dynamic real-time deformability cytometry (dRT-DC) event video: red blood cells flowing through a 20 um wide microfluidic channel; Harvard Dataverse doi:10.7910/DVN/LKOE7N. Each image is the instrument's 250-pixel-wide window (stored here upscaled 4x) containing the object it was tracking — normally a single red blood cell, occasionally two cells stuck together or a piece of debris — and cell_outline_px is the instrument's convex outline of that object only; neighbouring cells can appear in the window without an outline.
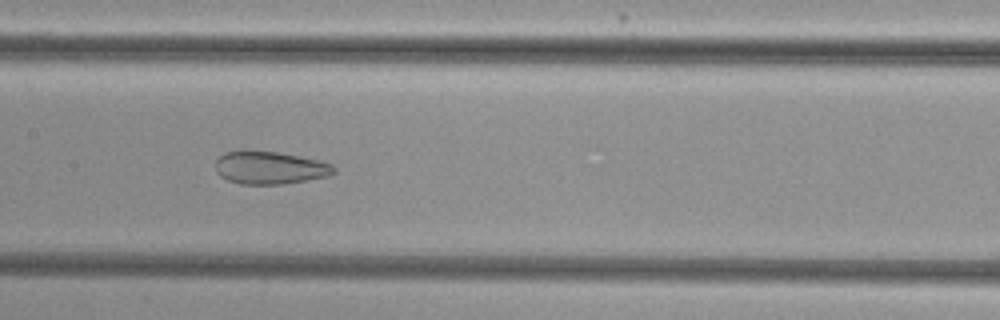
{"species": "common noctule bat (a hibernating species)", "species_latin": "Nyctalus noctula", "temperature_condition": "cold", "stored_images_in_passage": 49, "camera_frame_rate_fps": 3000, "um_per_image_px": 0.085, "animal": {"sex": "female", "body_mass_g": 29.2, "forearm_length_mm": 56.3}, "frame": {"image": 1, "passage_image": 22, "time_ms": 7.0, "image_size_px": [1000, 320], "cell_outline_px": [[336, 172], [328, 176], [308, 180], [280, 184], [240, 184], [228, 180], [220, 176], [216, 172], [216, 160], [224, 152], [240, 148], [244, 148], [276, 152], [300, 156], [332, 164], [336, 168]], "centroid_in_image_um": [22.89, 14.23], "position_along_channel_um": 184.5, "area_um2": 23.06}}
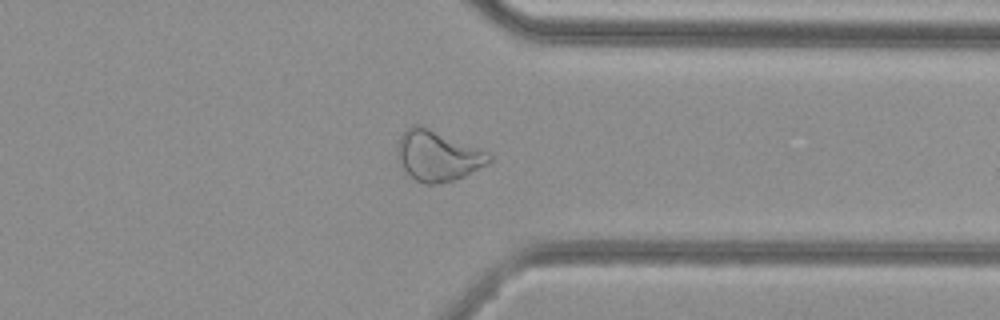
{"frame": {"image": 2, "passage_image": 37, "time_ms": 12.0, "image_size_px": [1000, 320], "cell_outline_px": [[492, 160], [488, 164], [464, 176], [452, 180], [436, 184], [428, 184], [416, 180], [404, 172], [400, 164], [396, 152], [396, 144], [400, 136], [412, 124], [420, 124], [488, 152], [492, 156]], "centroid_in_image_um": [37.17, 13.23], "position_along_channel_um": 374.2, "area_um2": 26.99}}
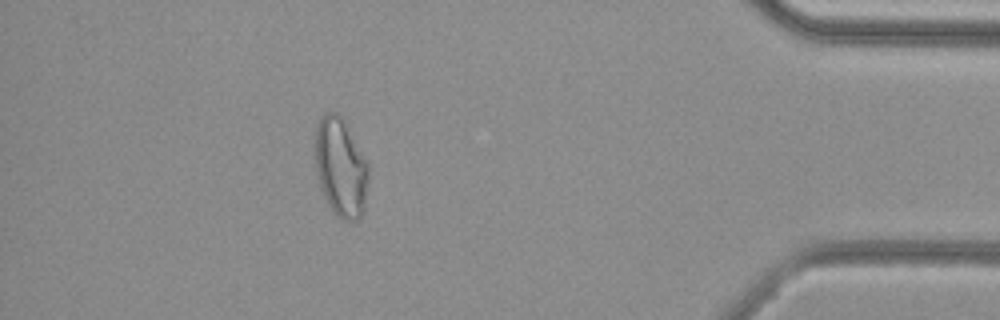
{"frame": {"image": 3, "passage_image": 43, "time_ms": 14.0, "image_size_px": [1000, 320], "cell_outline_px": [[368, 180], [364, 204], [360, 220], [344, 220], [336, 216], [328, 204], [320, 188], [316, 172], [312, 152], [316, 124], [320, 116], [324, 112], [336, 112], [344, 120], [368, 160]], "centroid_in_image_um": [28.91, 14.17], "position_along_channel_um": 406.3, "area_um2": 31.62}, "authors_computed_cell_mechanics": {"area_um2": 29.1312, "velocity_mm_per_s": 3.8337, "shape_relaxation_time_tau1_ms": null, "shape_relaxation_time_tau2_ms": 1.5672, "deformation_change_tau1": null, "deformation_change_tau2": 0.0938}}